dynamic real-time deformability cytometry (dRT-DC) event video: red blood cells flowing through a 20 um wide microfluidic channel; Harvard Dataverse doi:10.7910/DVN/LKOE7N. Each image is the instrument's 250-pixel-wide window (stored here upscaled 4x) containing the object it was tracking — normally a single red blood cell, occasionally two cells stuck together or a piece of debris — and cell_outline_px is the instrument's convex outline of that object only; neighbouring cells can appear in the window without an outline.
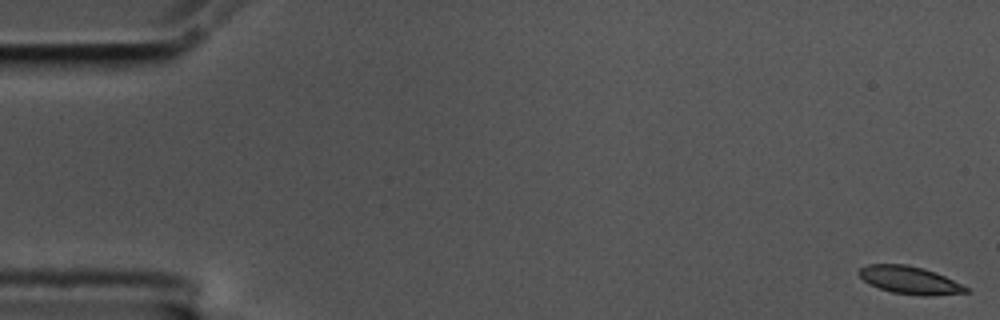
{"species": "common noctule bat (a hibernating species)", "species_latin": "Nyctalus noctula", "temperature_condition": "cold", "stored_images_in_passage": 59, "camera_frame_rate_fps": 3000, "um_per_image_px": 0.085, "animal": {"sex": "male", "body_mass_g": 17.5, "forearm_length_mm": 52.3}, "frame": {"image": 1, "passage_image": 1, "time_ms": 0.0, "image_size_px": [1000, 320], "cell_outline_px": [[968, 292], [932, 296], [924, 296], [892, 292], [880, 288], [864, 280], [856, 272], [860, 268], [868, 264], [904, 264], [924, 268], [936, 272], [968, 288]], "centroid_in_image_um": [77.31, 23.8], "position_along_channel_um": 7.7, "area_um2": 17.05}}
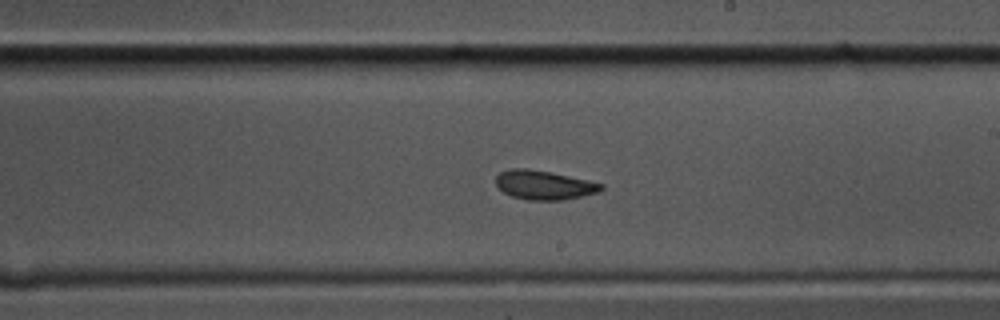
{"frame": {"image": 2, "passage_image": 34, "time_ms": 11.0, "image_size_px": [1000, 320], "cell_outline_px": [[604, 188], [600, 192], [564, 200], [528, 200], [512, 196], [504, 192], [496, 184], [496, 176], [500, 172], [512, 168], [528, 168], [552, 172], [604, 184]], "centroid_in_image_um": [46.26, 15.72], "position_along_channel_um": 242.7, "area_um2": 17.92}}
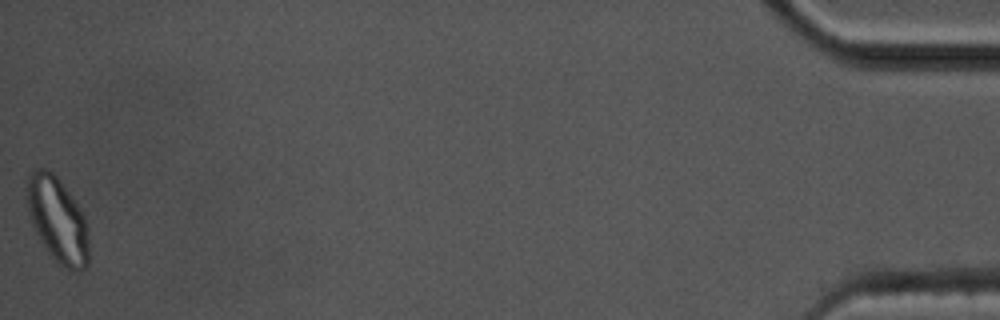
{"frame": {"image": 3, "passage_image": 59, "time_ms": 19.333, "image_size_px": [1000, 320], "cell_outline_px": [[88, 268], [80, 272], [72, 272], [60, 264], [48, 252], [40, 240], [32, 224], [28, 212], [24, 192], [24, 180], [28, 172], [36, 168], [44, 168], [52, 172], [60, 180], [84, 216], [88, 224]], "centroid_in_image_um": [4.85, 18.66], "position_along_channel_um": 430.3, "area_um2": 31.39}, "authors_computed_cell_mechanics": {"area_um2": 18.0914, "velocity_mm_per_s": 3.4213, "shape_relaxation_time_tau1_ms": null, "shape_relaxation_time_tau2_ms": 3.2684, "deformation_change_tau1": null, "deformation_change_tau2": 0.0891}}